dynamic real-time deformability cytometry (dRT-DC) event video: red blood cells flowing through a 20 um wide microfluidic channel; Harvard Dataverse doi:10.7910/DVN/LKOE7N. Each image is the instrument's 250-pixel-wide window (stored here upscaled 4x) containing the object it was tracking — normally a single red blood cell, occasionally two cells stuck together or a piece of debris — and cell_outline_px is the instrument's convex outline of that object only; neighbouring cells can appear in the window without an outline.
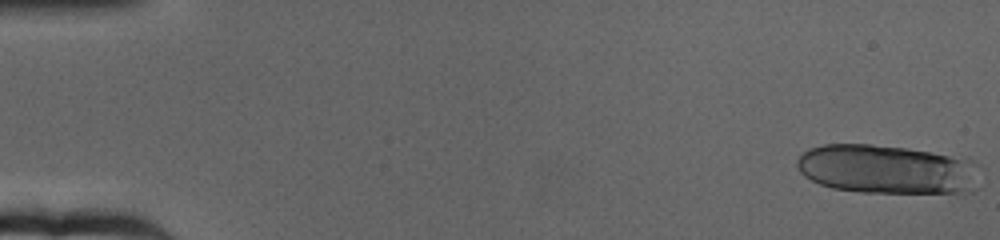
{"species": "human", "species_latin": "Homo sapiens", "temperature_condition": "cold", "stored_images_in_passage": 21, "camera_frame_rate_fps": 3000, "um_per_image_px": 0.085, "donor": {"sex": "female"}, "frame": {"image": 1, "passage_image": 1, "time_ms": 0.0, "image_size_px": [1000, 240], "cell_outline_px": [[984, 168], [980, 188], [972, 192], [860, 192], [832, 188], [820, 184], [804, 176], [800, 172], [796, 164], [796, 160], [808, 148], [824, 144], [872, 144], [908, 148], [976, 160]], "centroid_in_image_um": [75.53, 14.39], "position_along_channel_um": 9.5, "area_um2": 53.47}}
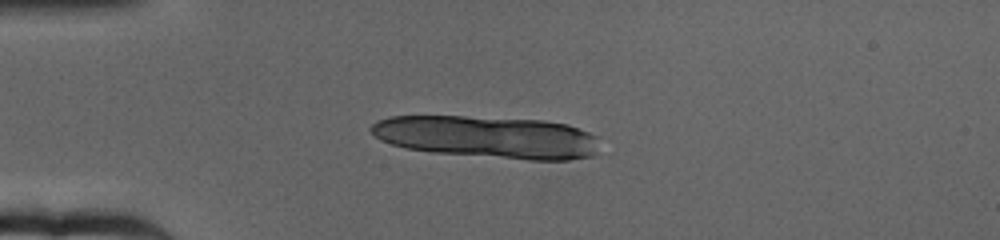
{"frame": {"image": 2, "passage_image": 16, "time_ms": 5.0, "image_size_px": [1000, 240], "cell_outline_px": [[600, 156], [568, 160], [528, 160], [432, 152], [404, 148], [380, 140], [368, 128], [376, 120], [388, 116], [464, 116], [544, 120], [568, 124], [588, 132], [596, 136]], "centroid_in_image_um": [41.48, 11.65], "position_along_channel_um": 43.5, "area_um2": 56.99}}